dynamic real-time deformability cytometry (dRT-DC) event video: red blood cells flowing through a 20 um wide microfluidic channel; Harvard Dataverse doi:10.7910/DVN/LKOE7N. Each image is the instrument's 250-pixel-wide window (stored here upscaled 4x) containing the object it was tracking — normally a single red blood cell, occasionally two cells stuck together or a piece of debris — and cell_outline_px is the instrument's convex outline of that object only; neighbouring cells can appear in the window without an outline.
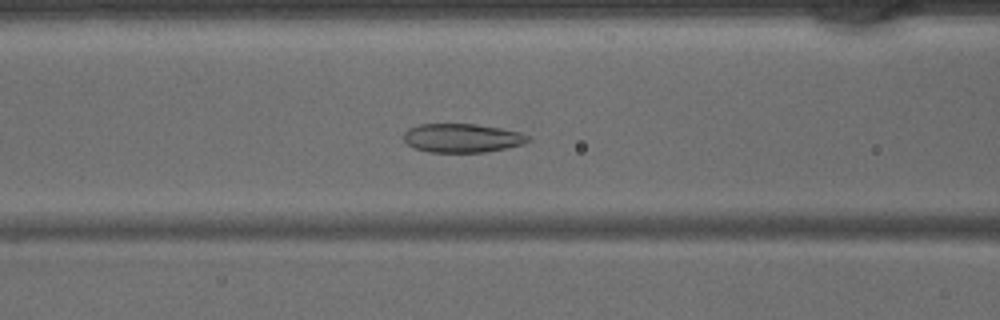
{"species": "common noctule bat (a hibernating species)", "species_latin": "Nyctalus noctula", "temperature_condition": "warm", "stored_images_in_passage": 44, "camera_frame_rate_fps": 3000, "um_per_image_px": 0.085, "animal": {"sex": "male", "body_mass_g": 15.6}, "frame": {"image": 1, "passage_image": 18, "time_ms": 5.667, "image_size_px": [1000, 320], "cell_outline_px": [[532, 140], [524, 144], [508, 148], [484, 152], [428, 152], [416, 148], [408, 144], [404, 140], [404, 132], [408, 128], [420, 124], [476, 124], [500, 128], [520, 132], [532, 136]], "centroid_in_image_um": [39.34, 11.73], "position_along_channel_um": 127.3, "area_um2": 21.04}}
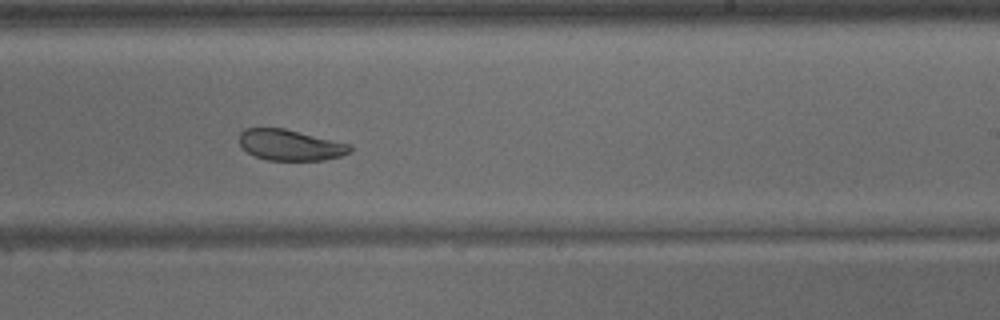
{"frame": {"image": 2, "passage_image": 27, "time_ms": 8.667, "image_size_px": [1000, 320], "cell_outline_px": [[352, 152], [340, 156], [324, 160], [268, 160], [256, 156], [248, 152], [240, 144], [240, 132], [244, 128], [284, 128], [352, 144]], "centroid_in_image_um": [24.71, 12.32], "position_along_channel_um": 264.3, "area_um2": 19.94}}
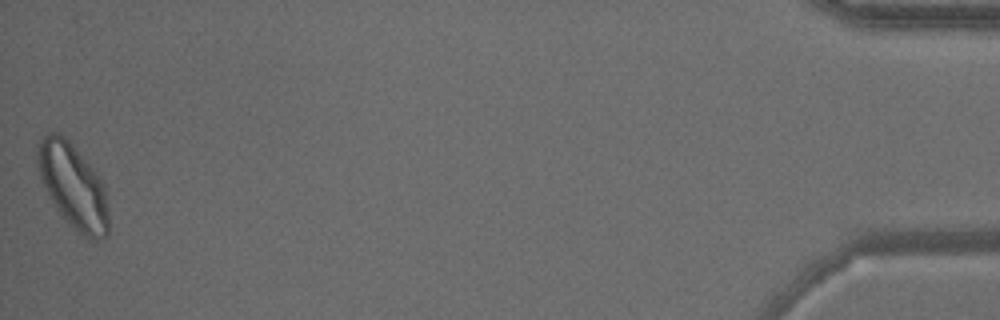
{"frame": {"image": 3, "passage_image": 44, "time_ms": 14.333, "image_size_px": [1000, 320], "cell_outline_px": [[108, 236], [96, 240], [92, 240], [80, 236], [72, 228], [56, 208], [40, 176], [36, 164], [36, 152], [40, 140], [48, 132], [60, 132], [72, 144], [100, 176], [104, 184], [108, 212]], "centroid_in_image_um": [6.22, 15.83], "position_along_channel_um": 429.0, "area_um2": 35.14}}